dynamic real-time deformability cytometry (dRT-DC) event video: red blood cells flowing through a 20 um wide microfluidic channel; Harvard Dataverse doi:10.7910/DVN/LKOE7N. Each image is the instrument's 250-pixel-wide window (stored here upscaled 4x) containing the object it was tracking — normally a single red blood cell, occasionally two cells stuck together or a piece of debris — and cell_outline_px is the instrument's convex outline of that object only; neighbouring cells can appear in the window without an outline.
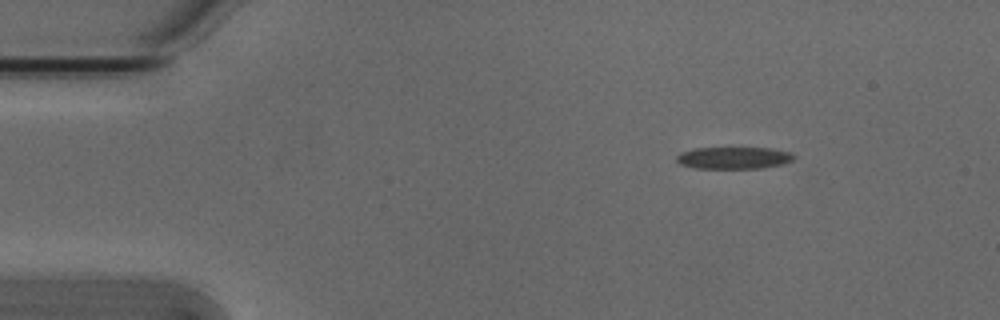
{"species": "Egyptian fruit bat (a non-hibernating species)", "species_latin": "Rousettus aegyptiacus", "temperature_condition": "cold", "stored_images_in_passage": 4, "segment_of_instrument_passage": [2, 2], "camera_frame_rate_fps": 3000, "um_per_image_px": 0.085, "animal": {"sex": "male"}, "frame": {"image": 1, "passage_image": 4, "time_ms": 1.0, "image_size_px": [1000, 320], "cell_outline_px": [[796, 156], [792, 160], [784, 164], [764, 168], [692, 168], [680, 164], [676, 160], [676, 156], [680, 152], [692, 148], [772, 148], [792, 152]], "centroid_in_image_um": [62.38, 13.42], "position_along_channel_um": 22.6, "area_um2": 15.26}}